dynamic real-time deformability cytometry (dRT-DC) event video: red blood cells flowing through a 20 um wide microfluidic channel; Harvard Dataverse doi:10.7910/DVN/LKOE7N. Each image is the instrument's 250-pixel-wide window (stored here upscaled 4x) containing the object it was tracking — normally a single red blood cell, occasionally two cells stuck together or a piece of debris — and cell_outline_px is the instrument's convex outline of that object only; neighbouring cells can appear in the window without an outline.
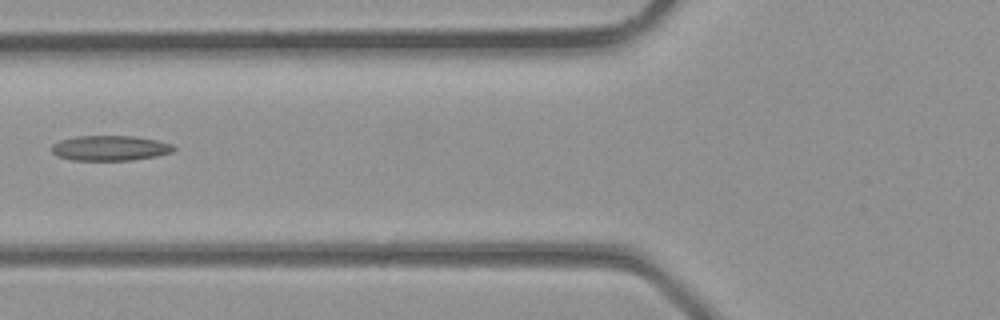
{"species": "common noctule bat (a hibernating species)", "species_latin": "Nyctalus noctula", "temperature_condition": "room temperature", "stored_images_in_passage": 5, "camera_frame_rate_fps": 3000, "um_per_image_px": 0.085, "animal": {"sex": "male", "body_mass_g": 23.1, "forearm_length_mm": 52.7}, "frame": {"image": 1, "passage_image": 5, "time_ms": 1.333, "image_size_px": [1000, 320], "cell_outline_px": [[176, 148], [172, 152], [156, 156], [132, 160], [72, 160], [56, 156], [52, 152], [52, 144], [60, 140], [76, 136], [136, 136], [156, 140], [172, 144]], "centroid_in_image_um": [9.34, 12.58], "position_along_channel_um": 116.5, "area_um2": 17.92}}